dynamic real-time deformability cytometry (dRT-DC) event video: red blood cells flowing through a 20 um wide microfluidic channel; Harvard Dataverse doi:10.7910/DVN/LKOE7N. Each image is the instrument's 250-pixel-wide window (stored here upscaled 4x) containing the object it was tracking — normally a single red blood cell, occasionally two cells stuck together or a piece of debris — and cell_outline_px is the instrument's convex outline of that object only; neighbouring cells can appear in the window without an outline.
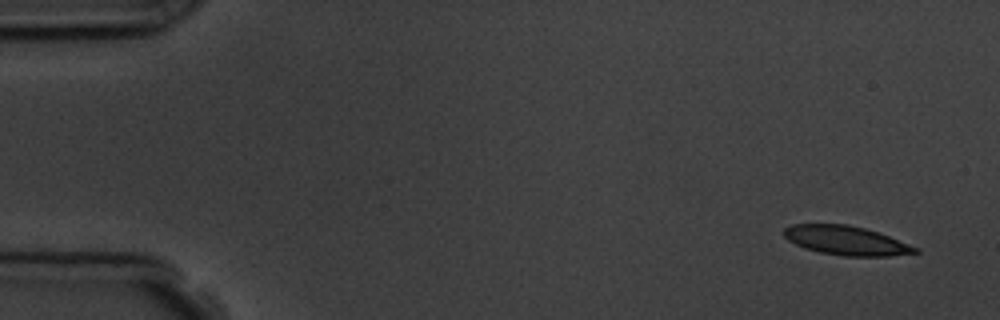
{"species": "common noctule bat (a hibernating species)", "species_latin": "Nyctalus noctula", "temperature_condition": "room temperature", "stored_images_in_passage": 4, "camera_frame_rate_fps": 3000, "um_per_image_px": 0.085, "animal": {"sex": "male", "body_mass_g": 19.5, "forearm_length_mm": 54.6}, "frame": {"image": 1, "passage_image": 1, "time_ms": 0.0, "image_size_px": [1000, 320], "cell_outline_px": [[920, 252], [888, 256], [844, 256], [820, 252], [804, 248], [788, 240], [784, 236], [784, 228], [792, 224], [848, 224], [864, 228], [888, 236], [920, 248]], "centroid_in_image_um": [71.92, 20.44], "position_along_channel_um": 13.1, "area_um2": 22.14}}
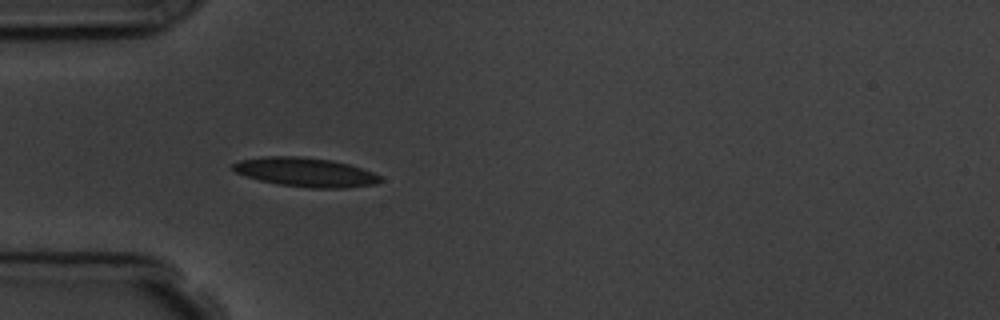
{"frame": {"image": 2, "passage_image": 4, "time_ms": 4.333, "image_size_px": [1000, 320], "cell_outline_px": [[384, 180], [376, 184], [344, 188], [308, 188], [280, 184], [260, 180], [236, 172], [232, 168], [232, 164], [240, 160], [264, 156], [300, 156], [332, 160], [348, 164], [372, 172], [380, 176]], "centroid_in_image_um": [25.99, 14.63], "position_along_channel_um": 59.0, "area_um2": 24.85}}